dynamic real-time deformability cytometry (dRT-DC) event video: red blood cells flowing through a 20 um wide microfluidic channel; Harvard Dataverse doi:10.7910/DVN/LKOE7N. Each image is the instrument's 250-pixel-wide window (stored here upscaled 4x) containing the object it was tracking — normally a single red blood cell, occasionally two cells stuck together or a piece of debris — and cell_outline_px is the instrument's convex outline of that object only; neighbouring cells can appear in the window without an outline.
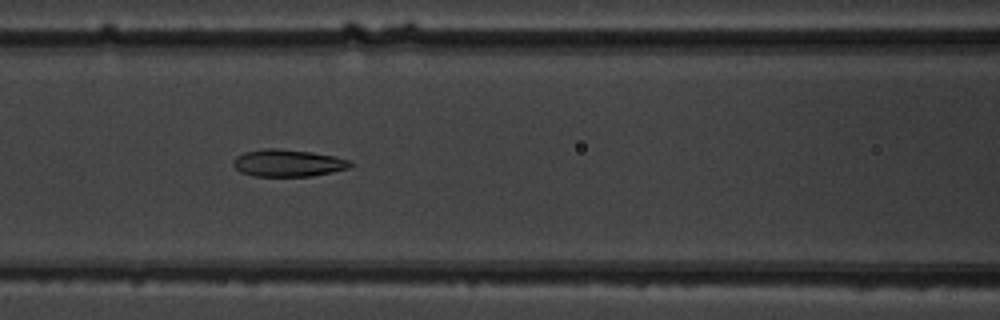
{"species": "common noctule bat (a hibernating species)", "species_latin": "Nyctalus noctula", "temperature_condition": "warm", "stored_images_in_passage": 11, "camera_frame_rate_fps": 3000, "um_per_image_px": 0.085, "animal": {"sex": "male", "body_mass_g": 19.5, "forearm_length_mm": 54.6}, "frame": {"image": 1, "passage_image": 7, "time_ms": 7.0, "image_size_px": [1000, 320], "cell_outline_px": [[352, 168], [312, 176], [256, 176], [240, 172], [232, 164], [232, 160], [236, 156], [244, 152], [264, 148], [280, 148], [312, 152], [352, 160]], "centroid_in_image_um": [24.48, 13.85], "position_along_channel_um": 142.1, "area_um2": 18.73}}
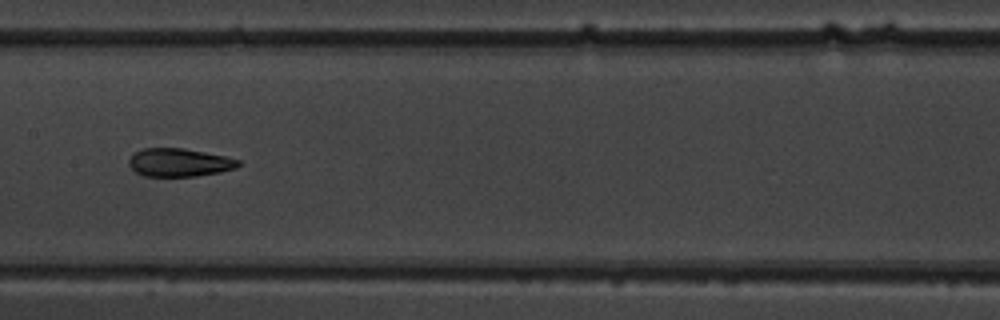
{"frame": {"image": 2, "passage_image": 8, "time_ms": 8.333, "image_size_px": [1000, 320], "cell_outline_px": [[240, 164], [236, 168], [220, 172], [196, 176], [144, 176], [136, 172], [128, 164], [128, 160], [136, 152], [144, 148], [184, 148], [224, 156], [240, 160]], "centroid_in_image_um": [15.24, 13.81], "position_along_channel_um": 192.2, "area_um2": 17.86}}
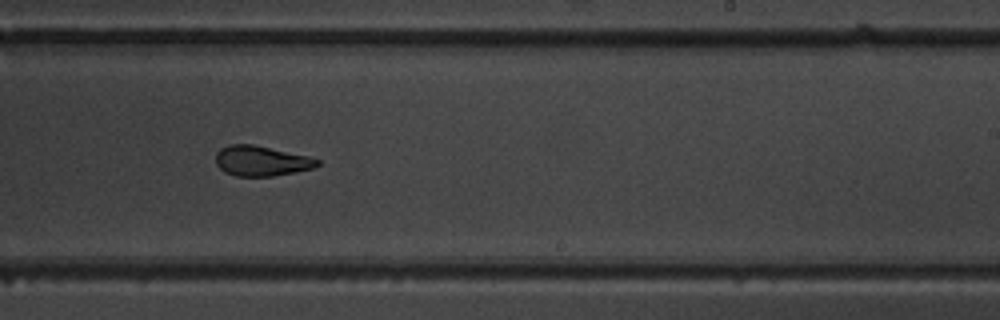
{"frame": {"image": 3, "passage_image": 10, "time_ms": 10.333, "image_size_px": [1000, 320], "cell_outline_px": [[320, 164], [312, 168], [296, 172], [272, 176], [236, 176], [224, 172], [216, 164], [216, 152], [220, 148], [228, 144], [252, 144], [308, 156], [320, 160]], "centroid_in_image_um": [22.19, 13.67], "position_along_channel_um": 266.8, "area_um2": 17.86}}